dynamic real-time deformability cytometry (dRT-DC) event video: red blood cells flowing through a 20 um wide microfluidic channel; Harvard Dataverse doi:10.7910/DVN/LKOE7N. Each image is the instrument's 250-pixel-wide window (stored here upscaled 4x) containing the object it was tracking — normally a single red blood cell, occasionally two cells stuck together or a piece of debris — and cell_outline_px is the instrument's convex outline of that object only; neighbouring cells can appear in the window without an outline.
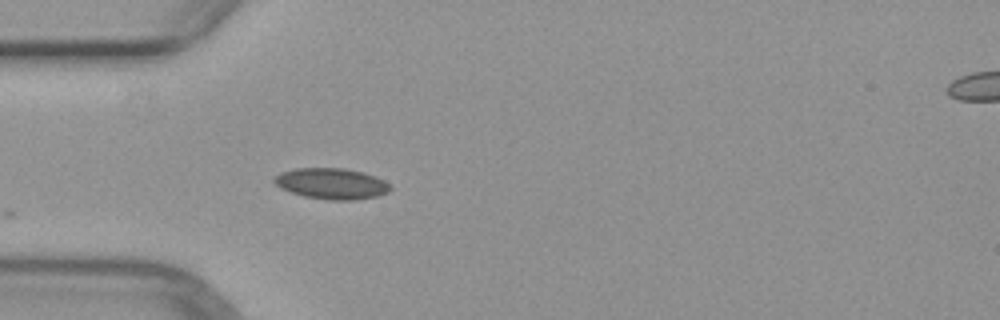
{"species": "common noctule bat (a hibernating species)", "species_latin": "Nyctalus noctula", "temperature_condition": "warm", "stored_images_in_passage": 4, "segment_of_instrument_passage": [1, 2], "camera_frame_rate_fps": 3000, "um_per_image_px": 0.085, "animal": {"sex": "female", "body_mass_g": 29.2, "forearm_length_mm": 56.3}, "frame": {"image": 1, "passage_image": 3, "time_ms": 2.333, "image_size_px": [1000, 320], "cell_outline_px": [[392, 188], [388, 192], [376, 196], [356, 200], [328, 200], [304, 196], [280, 188], [272, 180], [280, 172], [296, 168], [344, 168], [364, 172], [376, 176], [384, 180]], "centroid_in_image_um": [28.19, 15.6], "position_along_channel_um": 56.8, "area_um2": 20.98}}